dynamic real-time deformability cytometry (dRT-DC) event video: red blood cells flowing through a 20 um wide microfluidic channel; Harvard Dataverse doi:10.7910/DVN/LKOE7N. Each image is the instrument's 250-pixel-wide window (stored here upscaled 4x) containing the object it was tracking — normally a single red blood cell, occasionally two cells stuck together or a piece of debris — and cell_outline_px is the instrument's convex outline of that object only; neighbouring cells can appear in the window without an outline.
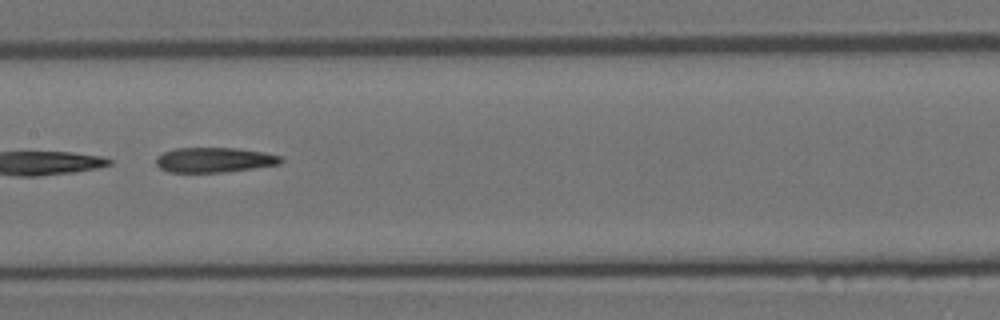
{"species": "Egyptian fruit bat (a non-hibernating species)", "species_latin": "Rousettus aegyptiacus", "temperature_condition": "room temperature", "stored_images_in_passage": 30, "camera_frame_rate_fps": 3000, "um_per_image_px": 0.085, "animal": {"sex": "female"}, "frame": {"image": 1, "passage_image": 9, "time_ms": 2.667, "image_size_px": [1000, 320], "cell_outline_px": [[284, 160], [280, 164], [224, 172], [168, 172], [160, 168], [156, 164], [156, 156], [164, 152], [176, 148], [236, 148], [264, 152], [284, 156]], "centroid_in_image_um": [18.24, 13.59], "position_along_channel_um": 189.2, "area_um2": 18.21}}